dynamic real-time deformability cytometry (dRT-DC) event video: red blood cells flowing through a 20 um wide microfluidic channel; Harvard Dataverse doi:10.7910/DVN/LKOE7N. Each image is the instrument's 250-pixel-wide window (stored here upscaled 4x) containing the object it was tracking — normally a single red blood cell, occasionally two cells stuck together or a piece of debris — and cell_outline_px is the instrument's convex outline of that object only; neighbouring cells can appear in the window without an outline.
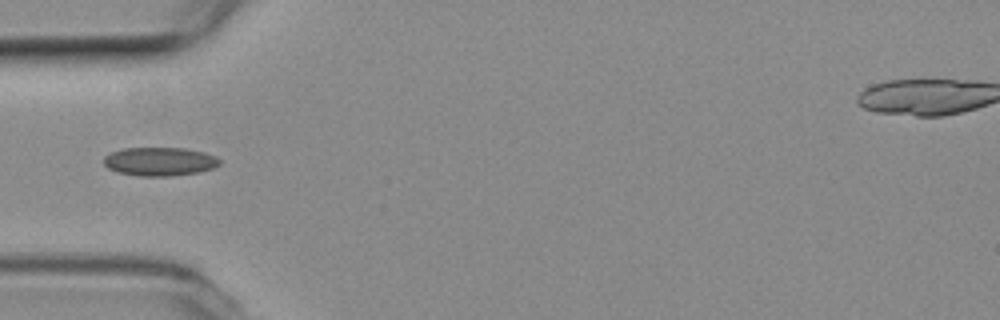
{"species": "common noctule bat (a hibernating species)", "species_latin": "Nyctalus noctula", "temperature_condition": "room temperature", "stored_images_in_passage": 37, "camera_frame_rate_fps": 3000, "um_per_image_px": 0.085, "animal": {"sex": "female", "body_mass_g": 19.3, "forearm_length_mm": 54.1}, "frame": {"image": 1, "passage_image": 1, "time_ms": 0.0, "image_size_px": [1000, 320], "cell_outline_px": [[220, 164], [216, 168], [196, 172], [172, 176], [140, 176], [116, 172], [108, 168], [104, 164], [104, 156], [112, 152], [124, 148], [184, 148], [204, 152], [216, 156], [220, 160]], "centroid_in_image_um": [13.58, 13.73], "position_along_channel_um": 71.4, "area_um2": 19.36}}
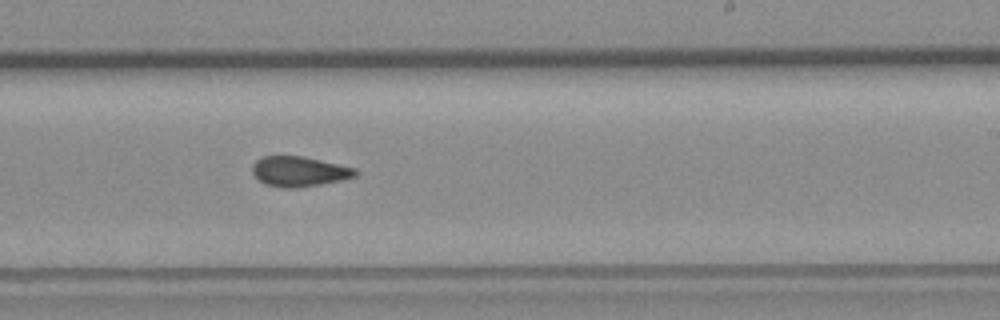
{"frame": {"image": 2, "passage_image": 16, "time_ms": 5.0, "image_size_px": [1000, 320], "cell_outline_px": [[360, 172], [356, 176], [340, 180], [320, 184], [296, 188], [284, 188], [264, 184], [252, 172], [252, 164], [256, 160], [264, 156], [300, 156], [356, 168]], "centroid_in_image_um": [25.42, 14.58], "position_along_channel_um": 263.6, "area_um2": 17.92}}
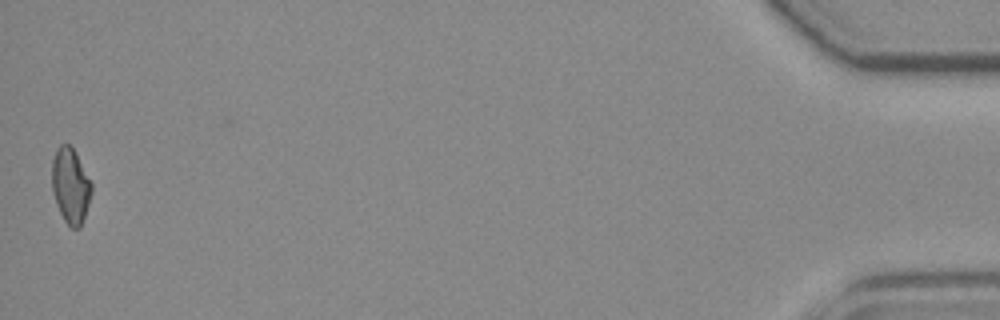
{"frame": {"image": 3, "passage_image": 37, "time_ms": 12.0, "image_size_px": [1000, 320], "cell_outline_px": [[92, 192], [80, 228], [72, 228], [64, 220], [56, 204], [52, 192], [52, 160], [56, 148], [60, 144], [68, 144], [76, 152], [92, 184]], "centroid_in_image_um": [5.98, 15.76], "position_along_channel_um": 429.2, "area_um2": 17.34}}